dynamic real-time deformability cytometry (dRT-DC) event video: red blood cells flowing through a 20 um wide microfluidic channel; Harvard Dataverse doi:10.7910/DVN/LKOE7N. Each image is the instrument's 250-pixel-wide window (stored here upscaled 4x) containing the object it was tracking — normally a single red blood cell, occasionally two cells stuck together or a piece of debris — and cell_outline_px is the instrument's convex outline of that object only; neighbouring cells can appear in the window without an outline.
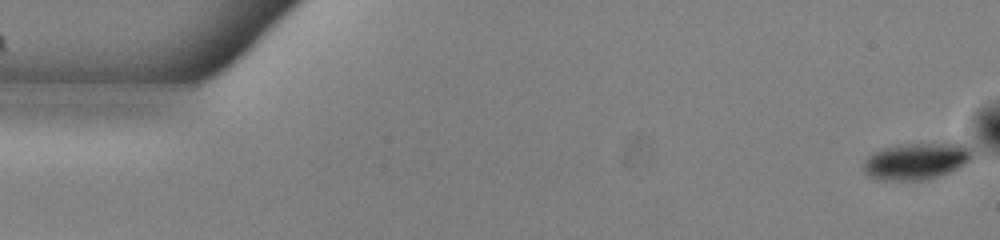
{"species": "common noctule bat (a hibernating species)", "species_latin": "Nyctalus noctula", "temperature_condition": "warm", "stored_images_in_passage": 53, "camera_frame_rate_fps": 3000, "um_per_image_px": 0.085, "animal": {"sex": "male", "body_mass_g": 13.0, "forearm_length_mm": 53.1}, "frame": {"image": 1, "passage_image": 1, "time_ms": 0.0, "image_size_px": [1000, 240], "cell_outline_px": [[972, 160], [948, 172], [928, 180], [876, 180], [868, 176], [864, 172], [864, 160], [872, 152], [884, 148], [900, 144], [956, 140], [960, 140], [972, 148]], "centroid_in_image_um": [77.95, 13.64], "position_along_channel_um": 7.0, "area_um2": 24.28}}
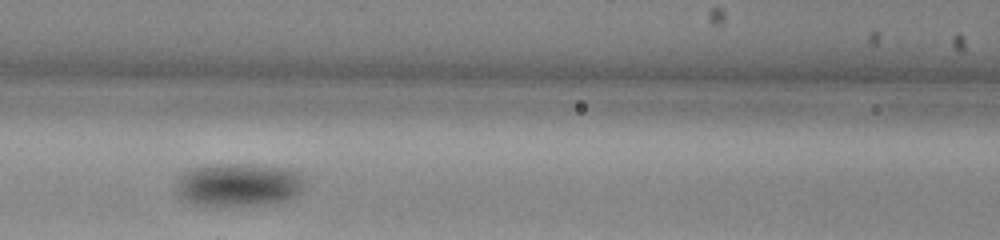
{"frame": {"image": 2, "passage_image": 23, "time_ms": 7.333, "image_size_px": [1000, 240], "cell_outline_px": [[304, 180], [300, 192], [288, 200], [276, 204], [236, 208], [192, 204], [184, 200], [176, 192], [176, 180], [184, 172], [192, 168], [216, 164], [248, 164], [288, 168], [296, 172]], "centroid_in_image_um": [20.26, 15.75], "position_along_channel_um": 146.3, "area_um2": 33.23}}
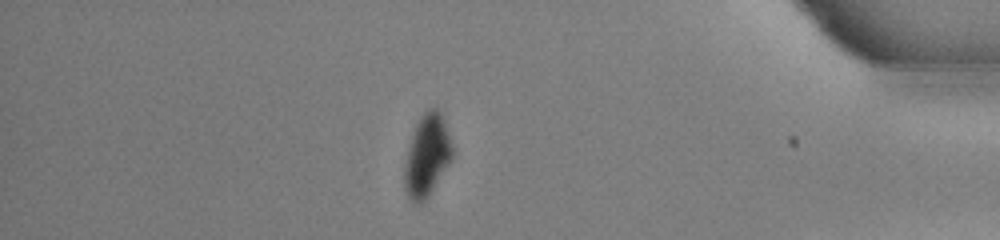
{"frame": {"image": 3, "passage_image": 46, "time_ms": 15.0, "image_size_px": [1000, 240], "cell_outline_px": [[452, 156], [448, 164], [428, 196], [420, 204], [412, 204], [404, 188], [404, 164], [408, 148], [416, 124], [420, 116], [428, 108], [436, 108], [440, 112], [444, 120], [452, 144]], "centroid_in_image_um": [36.27, 13.23], "position_along_channel_um": 398.9, "area_um2": 22.6}, "authors_computed_cell_mechanics": {"area_um2": 27.0504, "velocity_mm_per_s": 3.8366, "shape_relaxation_time_tau1_ms": 2.5119, "shape_relaxation_time_tau2_ms": null, "deformation_change_tau1": 0.0886, "deformation_change_tau2": null}}